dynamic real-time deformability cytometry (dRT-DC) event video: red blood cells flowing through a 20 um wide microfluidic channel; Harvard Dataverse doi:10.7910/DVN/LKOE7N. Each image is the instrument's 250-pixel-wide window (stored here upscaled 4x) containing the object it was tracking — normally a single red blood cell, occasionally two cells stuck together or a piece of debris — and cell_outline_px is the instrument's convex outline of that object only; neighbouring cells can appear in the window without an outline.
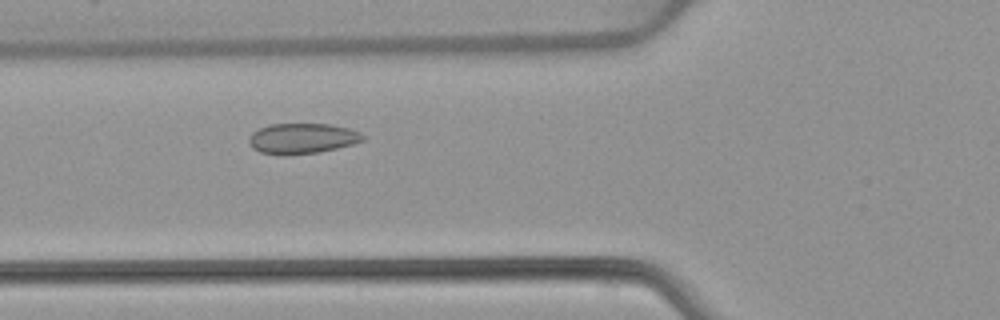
{"species": "common noctule bat (a hibernating species)", "species_latin": "Nyctalus noctula", "temperature_condition": "warm", "stored_images_in_passage": 48, "camera_frame_rate_fps": 3000, "um_per_image_px": 0.085, "animal": {"sex": "female", "body_mass_g": 22.7, "forearm_length_mm": 54.2}, "frame": {"image": 1, "passage_image": 15, "time_ms": 4.667, "image_size_px": [1000, 320], "cell_outline_px": [[364, 140], [352, 144], [320, 152], [288, 156], [280, 156], [260, 152], [252, 148], [248, 140], [248, 136], [252, 132], [268, 124], [328, 124], [348, 128], [360, 132], [364, 136]], "centroid_in_image_um": [25.64, 11.78], "position_along_channel_um": 100.2, "area_um2": 20.46}}
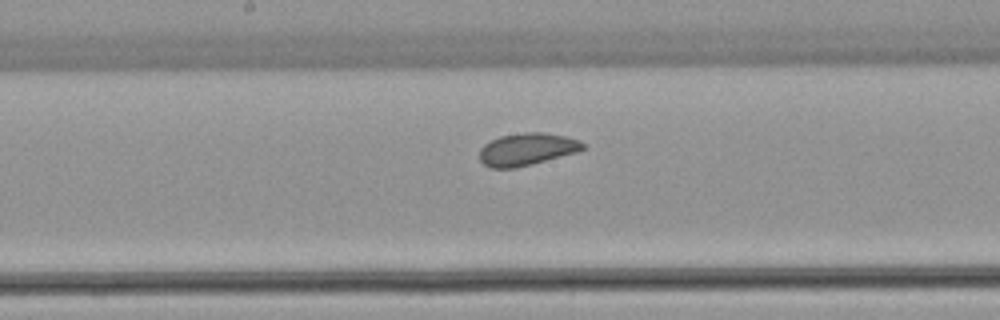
{"frame": {"image": 2, "passage_image": 23, "time_ms": 7.333, "image_size_px": [1000, 320], "cell_outline_px": [[588, 148], [576, 152], [532, 164], [516, 168], [488, 168], [480, 160], [480, 148], [484, 144], [500, 136], [524, 132], [544, 132], [564, 136], [580, 140]], "centroid_in_image_um": [44.79, 12.69], "position_along_channel_um": 203.4, "area_um2": 19.54}}
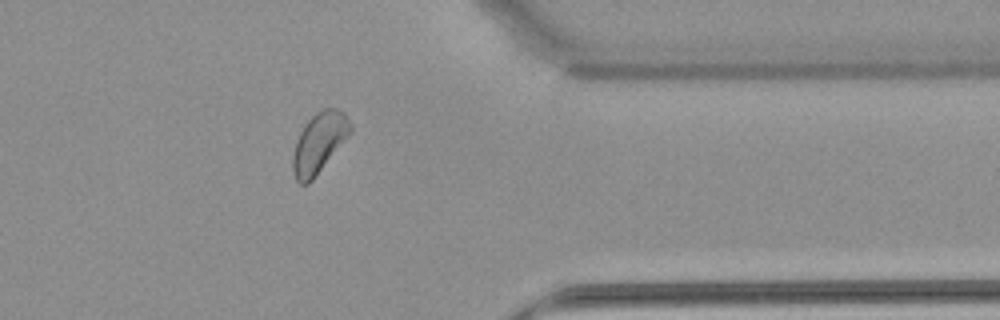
{"frame": {"image": 3, "passage_image": 38, "time_ms": 12.333, "image_size_px": [1000, 320], "cell_outline_px": [[352, 132], [312, 180], [308, 184], [300, 184], [296, 180], [292, 172], [292, 156], [296, 140], [300, 132], [308, 120], [316, 112], [324, 108], [336, 108], [344, 112], [352, 128]], "centroid_in_image_um": [27.1, 12.14], "position_along_channel_um": 384.3, "area_um2": 20.11}, "authors_computed_cell_mechanics": {"area_um2": 20.3456, "velocity_mm_per_s": 3.8802, "shape_relaxation_time_tau1_ms": 3.5003, "shape_relaxation_time_tau2_ms": 4.3143, "deformation_change_tau1": 0.0436, "deformation_change_tau2": 0.0716}}